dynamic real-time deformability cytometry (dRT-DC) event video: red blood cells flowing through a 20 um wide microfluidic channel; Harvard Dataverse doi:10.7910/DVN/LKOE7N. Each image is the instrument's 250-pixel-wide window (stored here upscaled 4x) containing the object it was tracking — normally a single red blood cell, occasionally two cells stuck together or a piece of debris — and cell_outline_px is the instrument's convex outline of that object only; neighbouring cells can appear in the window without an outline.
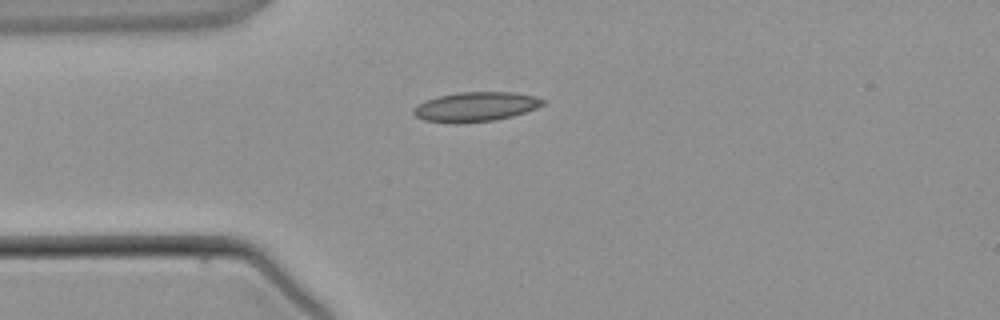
{"species": "common noctule bat (a hibernating species)", "species_latin": "Nyctalus noctula", "temperature_condition": "warm", "stored_images_in_passage": 1, "camera_frame_rate_fps": 3000, "um_per_image_px": 0.085, "animal": {"sex": "male", "body_mass_g": 21.5, "forearm_length_mm": 52.0}, "frame": {"image": 1, "passage_image": 1, "time_ms": 0.0, "image_size_px": [1000, 320], "cell_outline_px": [[548, 100], [544, 104], [536, 108], [512, 116], [492, 120], [460, 124], [452, 124], [424, 120], [416, 116], [412, 112], [412, 108], [428, 100], [440, 96], [460, 92], [512, 92], [536, 96]], "centroid_in_image_um": [40.45, 9.08], "position_along_channel_um": 44.5, "area_um2": 22.25}}